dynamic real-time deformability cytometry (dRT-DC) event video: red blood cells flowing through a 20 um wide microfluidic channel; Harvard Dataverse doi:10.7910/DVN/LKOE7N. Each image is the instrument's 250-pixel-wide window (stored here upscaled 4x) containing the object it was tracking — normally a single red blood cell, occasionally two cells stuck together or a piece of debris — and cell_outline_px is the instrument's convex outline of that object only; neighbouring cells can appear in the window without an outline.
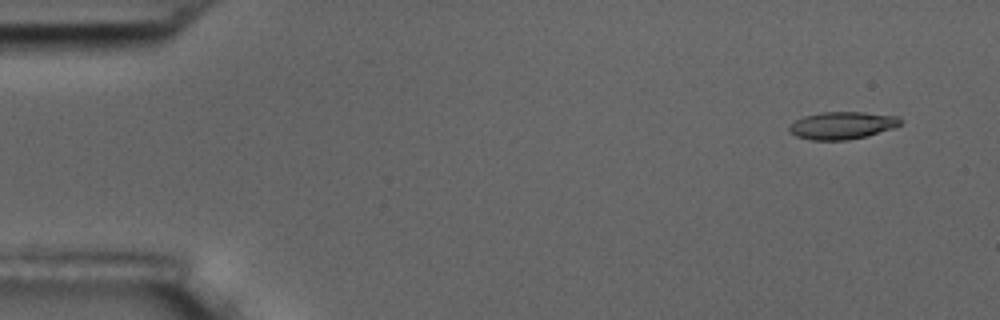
{"species": "common noctule bat (a hibernating species)", "species_latin": "Nyctalus noctula", "temperature_condition": "room temperature", "stored_images_in_passage": 10, "camera_frame_rate_fps": 3000, "um_per_image_px": 0.085, "animal": {"sex": "male", "body_mass_g": 17.5, "forearm_length_mm": 52.3}, "frame": {"image": 1, "passage_image": 1, "time_ms": 0.0, "image_size_px": [1000, 320], "cell_outline_px": [[904, 120], [900, 124], [892, 128], [868, 136], [848, 140], [812, 140], [796, 136], [788, 128], [796, 120], [804, 116], [820, 112], [864, 112], [900, 116]], "centroid_in_image_um": [71.63, 10.65], "position_along_channel_um": 13.4, "area_um2": 17.8}}
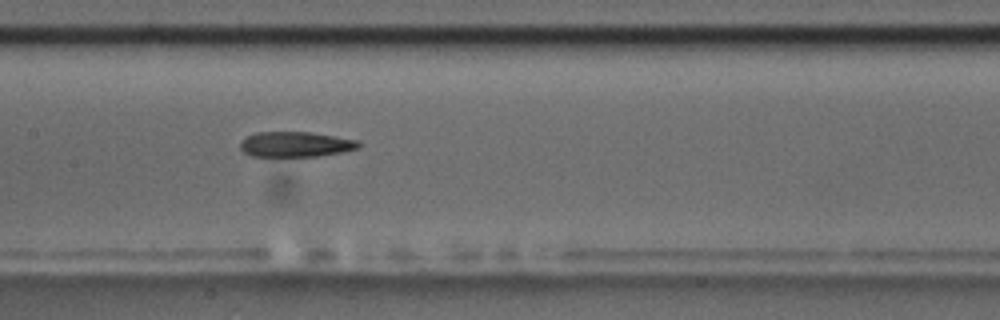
{"frame": {"image": 2, "passage_image": 8, "time_ms": 8.0, "image_size_px": [1000, 320], "cell_outline_px": [[360, 148], [340, 152], [316, 156], [252, 156], [244, 152], [240, 148], [240, 140], [256, 132], [312, 132], [360, 140]], "centroid_in_image_um": [25.14, 12.26], "position_along_channel_um": 182.3, "area_um2": 17.46}}
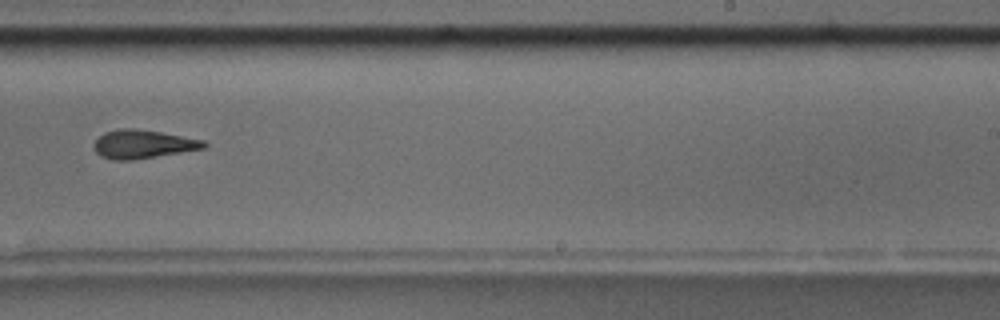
{"frame": {"image": 3, "passage_image": 10, "time_ms": 10.667, "image_size_px": [1000, 320], "cell_outline_px": [[208, 144], [204, 148], [132, 160], [112, 160], [100, 156], [92, 148], [92, 144], [104, 132], [120, 128], [136, 128], [160, 132], [204, 140]], "centroid_in_image_um": [12.09, 12.25], "position_along_channel_um": 276.9, "area_um2": 18.26}}